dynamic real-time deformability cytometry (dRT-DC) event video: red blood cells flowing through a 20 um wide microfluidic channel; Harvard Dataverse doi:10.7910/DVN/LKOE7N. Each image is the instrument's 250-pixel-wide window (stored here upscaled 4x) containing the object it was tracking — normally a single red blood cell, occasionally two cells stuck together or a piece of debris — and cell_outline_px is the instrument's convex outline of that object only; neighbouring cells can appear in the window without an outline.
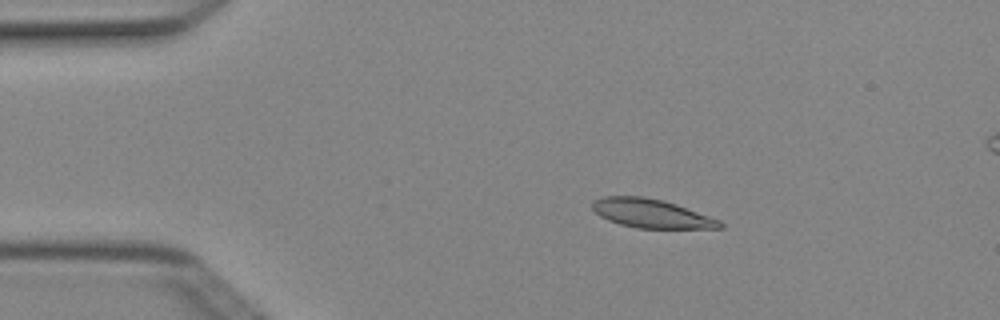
{"species": "Egyptian fruit bat (a non-hibernating species)", "species_latin": "Rousettus aegyptiacus", "temperature_condition": "cold", "stored_images_in_passage": 5, "camera_frame_rate_fps": 3000, "um_per_image_px": 0.085, "animal": {"sex": "female"}, "frame": {"image": 1, "passage_image": 2, "time_ms": 0.333, "image_size_px": [1000, 320], "cell_outline_px": [[724, 228], [636, 228], [620, 224], [608, 220], [600, 216], [592, 208], [592, 200], [604, 196], [644, 196], [664, 200], [676, 204], [720, 220], [724, 224]], "centroid_in_image_um": [55.35, 18.14], "position_along_channel_um": 29.6, "area_um2": 21.44}}
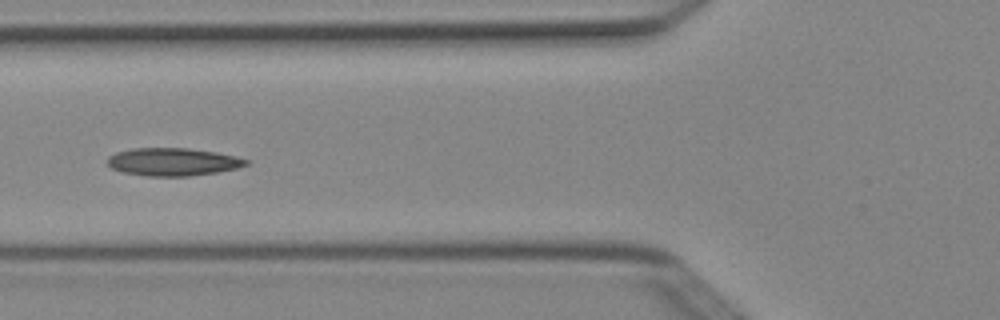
{"frame": {"image": 2, "passage_image": 5, "time_ms": 1.333, "image_size_px": [1000, 320], "cell_outline_px": [[248, 164], [236, 168], [216, 172], [188, 176], [148, 176], [124, 172], [112, 168], [108, 164], [108, 156], [116, 152], [132, 148], [188, 148], [216, 152], [236, 156], [248, 160]], "centroid_in_image_um": [14.69, 13.75], "position_along_channel_um": 111.1, "area_um2": 22.31}}